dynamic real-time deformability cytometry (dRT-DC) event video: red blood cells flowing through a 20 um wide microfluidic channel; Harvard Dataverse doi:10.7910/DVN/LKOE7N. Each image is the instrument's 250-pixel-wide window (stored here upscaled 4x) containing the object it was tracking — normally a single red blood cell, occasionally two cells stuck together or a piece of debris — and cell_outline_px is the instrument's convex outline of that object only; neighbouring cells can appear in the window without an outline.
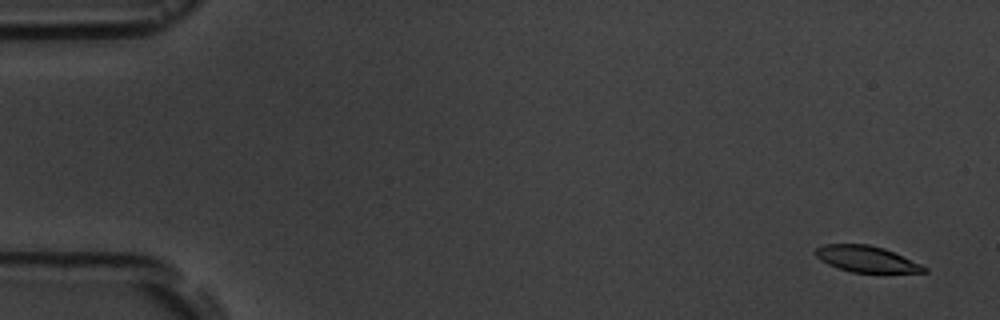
{"species": "common noctule bat (a hibernating species)", "species_latin": "Nyctalus noctula", "temperature_condition": "room temperature", "stored_images_in_passage": 5, "camera_frame_rate_fps": 3000, "um_per_image_px": 0.085, "animal": {"sex": "male", "body_mass_g": 19.5, "forearm_length_mm": 54.6}, "frame": {"image": 1, "passage_image": 1, "time_ms": 0.0, "image_size_px": [1000, 320], "cell_outline_px": [[928, 272], [852, 272], [828, 264], [820, 260], [812, 252], [816, 248], [824, 244], [868, 244], [884, 248], [920, 264], [928, 268]], "centroid_in_image_um": [73.6, 22.0], "position_along_channel_um": 11.4, "area_um2": 16.36}}
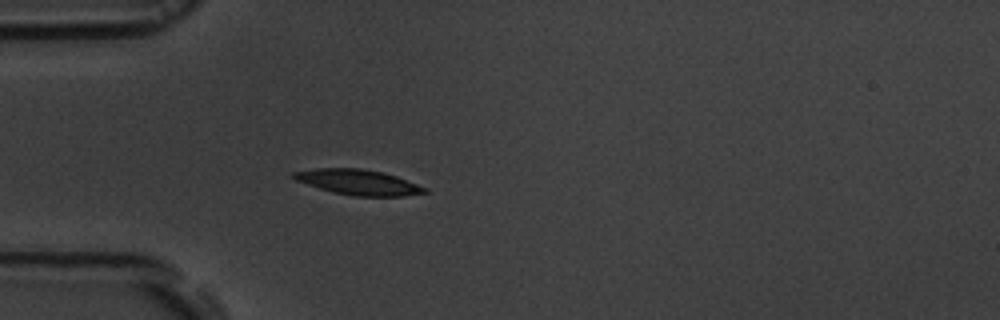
{"frame": {"image": 2, "passage_image": 5, "time_ms": 4.667, "image_size_px": [1000, 320], "cell_outline_px": [[428, 192], [404, 196], [352, 196], [332, 192], [296, 180], [288, 176], [292, 172], [316, 168], [360, 168], [380, 172], [396, 176], [428, 188]], "centroid_in_image_um": [30.43, 15.49], "position_along_channel_um": 54.6, "area_um2": 19.31}}